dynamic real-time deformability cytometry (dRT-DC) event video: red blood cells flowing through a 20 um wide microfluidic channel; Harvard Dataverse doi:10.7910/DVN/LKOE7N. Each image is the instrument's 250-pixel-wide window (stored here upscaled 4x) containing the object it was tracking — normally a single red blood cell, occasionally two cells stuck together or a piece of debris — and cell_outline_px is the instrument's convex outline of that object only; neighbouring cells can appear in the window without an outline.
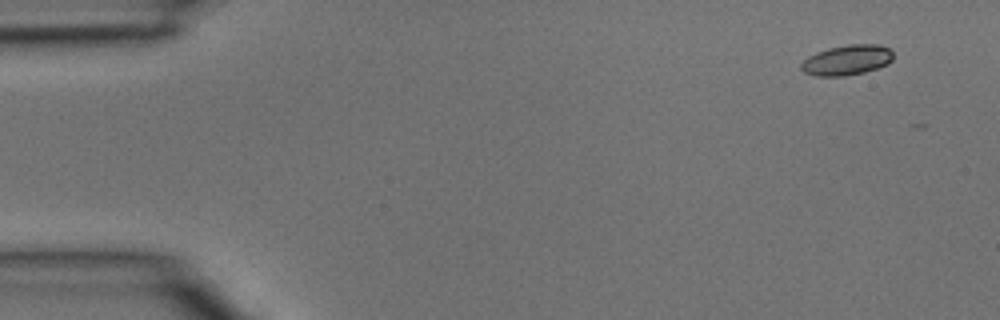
{"species": "common noctule bat (a hibernating species)", "species_latin": "Nyctalus noctula", "temperature_condition": "room temperature", "stored_images_in_passage": 4, "segment_of_instrument_passage": [1, 2], "camera_frame_rate_fps": 3000, "um_per_image_px": 0.085, "animal": {"sex": "male", "body_mass_g": 15.6}, "frame": {"image": 1, "passage_image": 1, "time_ms": 0.0, "image_size_px": [1000, 320], "cell_outline_px": [[892, 60], [888, 64], [864, 72], [844, 76], [816, 76], [804, 72], [800, 68], [800, 64], [808, 56], [816, 52], [828, 48], [848, 44], [880, 44], [888, 48], [892, 52]], "centroid_in_image_um": [71.97, 5.1], "position_along_channel_um": 13.0, "area_um2": 16.24}}